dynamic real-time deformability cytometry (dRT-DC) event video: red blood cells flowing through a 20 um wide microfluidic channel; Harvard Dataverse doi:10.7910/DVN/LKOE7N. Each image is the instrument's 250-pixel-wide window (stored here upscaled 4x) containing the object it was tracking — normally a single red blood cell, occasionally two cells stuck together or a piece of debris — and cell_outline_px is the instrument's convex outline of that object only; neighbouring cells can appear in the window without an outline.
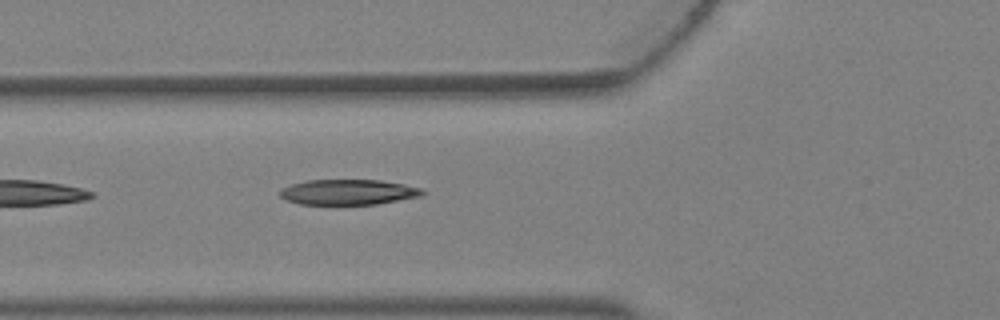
{"species": "Egyptian fruit bat (a non-hibernating species)", "species_latin": "Rousettus aegyptiacus", "temperature_condition": "warm", "stored_images_in_passage": 5, "camera_frame_rate_fps": 3000, "um_per_image_px": 0.085, "animal": {"sex": "female"}, "frame": {"image": 1, "passage_image": 5, "time_ms": 1.333, "image_size_px": [1000, 320], "cell_outline_px": [[428, 192], [420, 196], [376, 204], [300, 204], [284, 200], [280, 196], [280, 188], [292, 184], [308, 180], [380, 180], [404, 184], [420, 188]], "centroid_in_image_um": [29.58, 16.32], "position_along_channel_um": 96.2, "area_um2": 21.04}}